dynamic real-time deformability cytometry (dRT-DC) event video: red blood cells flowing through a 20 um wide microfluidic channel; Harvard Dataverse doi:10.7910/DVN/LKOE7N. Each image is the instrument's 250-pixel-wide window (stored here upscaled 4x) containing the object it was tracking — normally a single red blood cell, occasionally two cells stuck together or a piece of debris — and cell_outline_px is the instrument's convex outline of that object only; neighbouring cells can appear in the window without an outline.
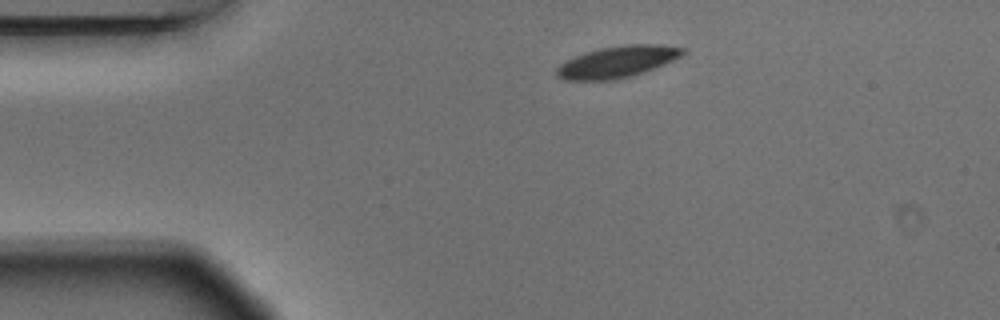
{"species": "Egyptian fruit bat (a non-hibernating species)", "species_latin": "Rousettus aegyptiacus", "temperature_condition": "warm", "stored_images_in_passage": 3, "camera_frame_rate_fps": 3000, "um_per_image_px": 0.085, "animal": {"sex": "male"}, "frame": {"image": 1, "passage_image": 1, "time_ms": 0.0, "image_size_px": [1000, 320], "cell_outline_px": [[688, 48], [680, 56], [664, 64], [644, 72], [632, 76], [616, 80], [564, 80], [556, 76], [556, 68], [560, 64], [584, 52], [600, 48], [624, 44], [660, 44]], "centroid_in_image_um": [52.48, 5.25], "position_along_channel_um": 32.5, "area_um2": 23.29}}
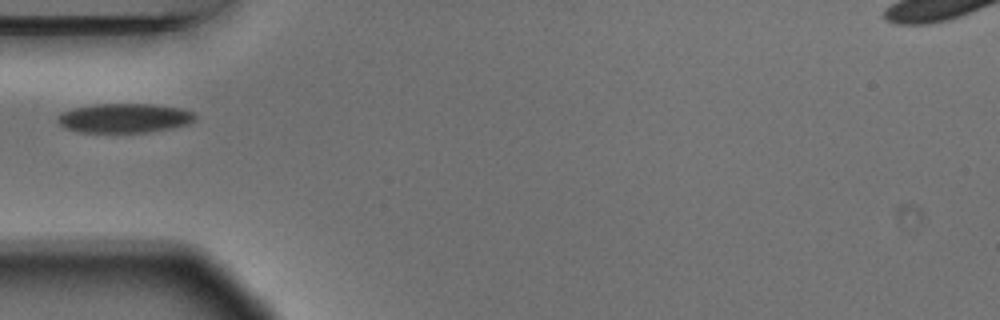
{"frame": {"image": 2, "passage_image": 3, "time_ms": 0.667, "image_size_px": [1000, 320], "cell_outline_px": [[196, 116], [188, 124], [172, 128], [148, 132], [80, 132], [64, 128], [56, 120], [60, 112], [72, 108], [92, 104], [152, 104], [180, 108], [196, 112]], "centroid_in_image_um": [10.54, 10.03], "position_along_channel_um": 74.5, "area_um2": 23.64}}